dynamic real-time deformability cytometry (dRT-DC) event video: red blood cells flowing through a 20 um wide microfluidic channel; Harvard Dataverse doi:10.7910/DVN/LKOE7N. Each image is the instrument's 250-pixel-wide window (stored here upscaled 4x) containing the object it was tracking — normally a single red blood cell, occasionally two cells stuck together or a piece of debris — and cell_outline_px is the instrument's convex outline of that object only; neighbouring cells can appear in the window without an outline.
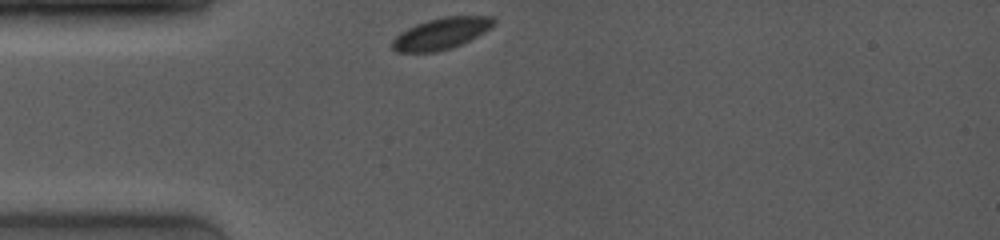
{"species": "common noctule bat (a hibernating species)", "species_latin": "Nyctalus noctula", "temperature_condition": "room temperature", "stored_images_in_passage": 41, "camera_frame_rate_fps": 4000, "um_per_image_px": 0.085, "animal": {"sex": "female", "body_mass_g": 19.0, "forearm_length_mm": 53.3}, "frame": {"image": 1, "passage_image": 1, "time_ms": 0.0, "image_size_px": [1000, 240], "cell_outline_px": [[496, 20], [484, 32], [452, 48], [436, 52], [396, 52], [392, 48], [392, 40], [400, 32], [416, 24], [428, 20], [444, 16], [492, 16]], "centroid_in_image_um": [37.46, 2.85], "position_along_channel_um": 47.5, "area_um2": 18.38}}
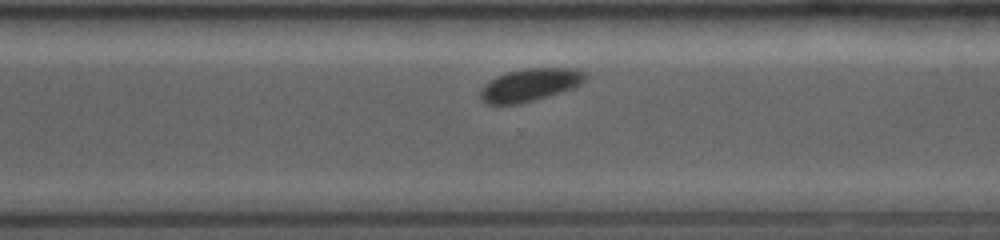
{"frame": {"image": 2, "passage_image": 31, "time_ms": 7.5, "image_size_px": [1000, 240], "cell_outline_px": [[584, 80], [580, 84], [572, 88], [532, 100], [516, 104], [488, 104], [480, 100], [480, 88], [484, 84], [496, 76], [508, 72], [528, 68], [572, 68], [584, 72]], "centroid_in_image_um": [44.97, 7.21], "position_along_channel_um": 325.6, "area_um2": 19.59}}
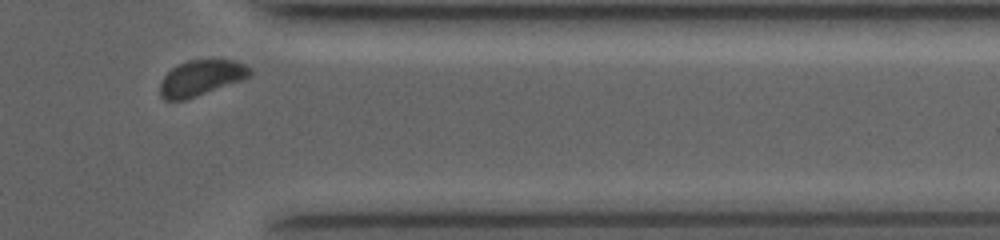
{"frame": {"image": 3, "passage_image": 38, "time_ms": 9.25, "image_size_px": [1000, 240], "cell_outline_px": [[252, 72], [248, 76], [240, 80], [184, 100], [164, 100], [160, 96], [160, 84], [164, 76], [172, 68], [188, 60], [232, 60], [244, 64], [252, 68]], "centroid_in_image_um": [17.06, 6.62], "position_along_channel_um": 394.3, "area_um2": 18.21}, "authors_computed_cell_mechanics": {"area_um2": 19.5364, "velocity_mm_per_s": 3.9044, "shape_relaxation_time_tau1_ms": 1.5218, "shape_relaxation_time_tau2_ms": null, "deformation_change_tau1": 0.0655, "deformation_change_tau2": null}}